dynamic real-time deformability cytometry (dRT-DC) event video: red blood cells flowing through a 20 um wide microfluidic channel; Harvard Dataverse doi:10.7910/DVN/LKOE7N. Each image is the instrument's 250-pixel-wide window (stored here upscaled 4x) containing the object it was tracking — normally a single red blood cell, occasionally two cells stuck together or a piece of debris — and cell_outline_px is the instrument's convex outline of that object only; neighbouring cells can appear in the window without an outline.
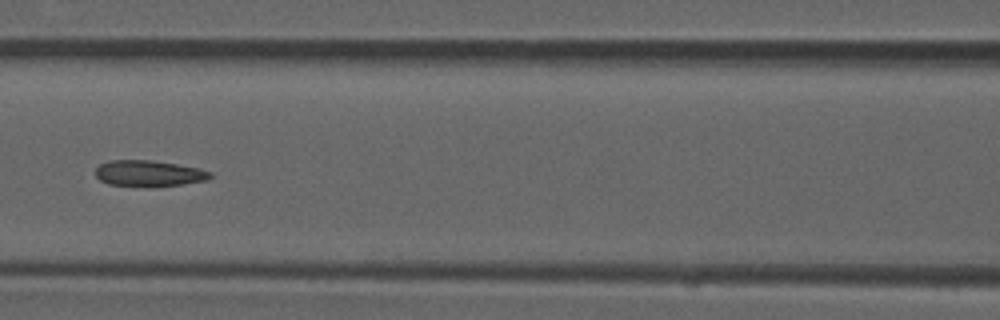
{"species": "common noctule bat (a hibernating species)", "species_latin": "Nyctalus noctula", "temperature_condition": "room temperature", "stored_images_in_passage": 8, "camera_frame_rate_fps": 3000, "um_per_image_px": 0.085, "animal": {"sex": "male", "forearm_length_mm": 52.5}, "frame": {"image": 1, "passage_image": 8, "time_ms": 2.333, "image_size_px": [1000, 320], "cell_outline_px": [[212, 176], [208, 180], [184, 184], [108, 184], [100, 180], [96, 176], [96, 168], [100, 164], [108, 160], [152, 160], [200, 168], [212, 172]], "centroid_in_image_um": [12.68, 14.69], "position_along_channel_um": 153.9, "area_um2": 16.76}}